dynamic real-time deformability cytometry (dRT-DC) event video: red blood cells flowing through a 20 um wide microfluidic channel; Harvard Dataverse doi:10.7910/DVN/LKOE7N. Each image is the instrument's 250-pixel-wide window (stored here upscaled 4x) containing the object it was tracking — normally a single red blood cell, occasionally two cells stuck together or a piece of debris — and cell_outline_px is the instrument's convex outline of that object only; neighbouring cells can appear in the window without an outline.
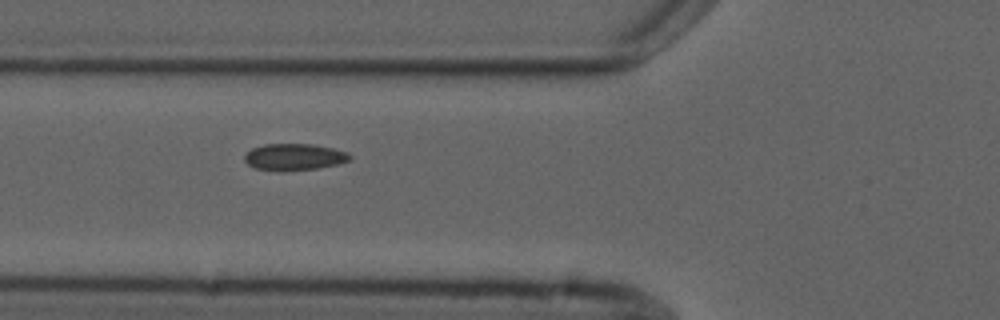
{"species": "common noctule bat (a hibernating species)", "species_latin": "Nyctalus noctula", "temperature_condition": "cold", "stored_images_in_passage": 9, "camera_frame_rate_fps": 3000, "um_per_image_px": 0.085, "animal": {"sex": "male", "forearm_length_mm": 52.5}, "frame": {"image": 1, "passage_image": 7, "time_ms": 7.667, "image_size_px": [1000, 320], "cell_outline_px": [[352, 156], [348, 160], [336, 164], [316, 168], [280, 172], [256, 168], [248, 164], [244, 160], [244, 156], [252, 148], [264, 144], [312, 144], [332, 148], [348, 152]], "centroid_in_image_um": [24.98, 13.34], "position_along_channel_um": 100.8, "area_um2": 16.3}}
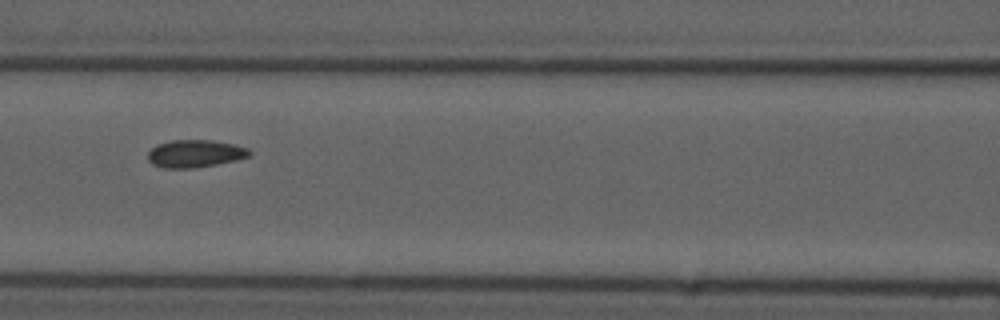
{"frame": {"image": 2, "passage_image": 8, "time_ms": 9.0, "image_size_px": [1000, 320], "cell_outline_px": [[252, 156], [236, 160], [196, 168], [164, 168], [152, 164], [148, 160], [148, 152], [156, 144], [172, 140], [212, 140], [232, 144], [248, 148], [252, 152]], "centroid_in_image_um": [16.59, 13.06], "position_along_channel_um": 150.0, "area_um2": 16.42}}
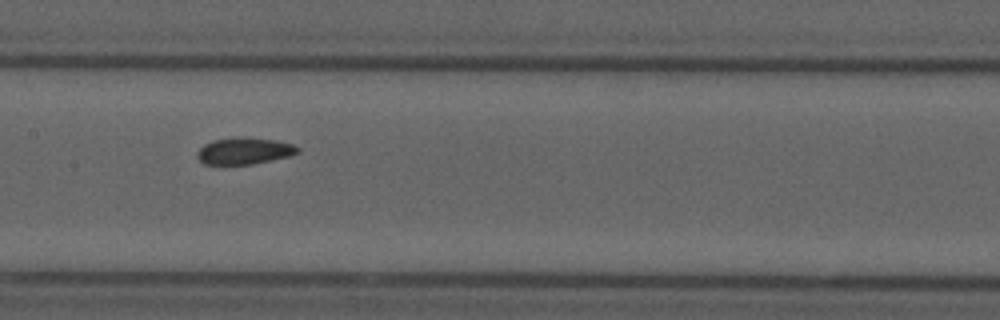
{"frame": {"image": 3, "passage_image": 9, "time_ms": 10.0, "image_size_px": [1000, 320], "cell_outline_px": [[300, 152], [288, 156], [252, 164], [224, 168], [204, 164], [196, 156], [196, 152], [204, 144], [212, 140], [272, 140], [292, 144], [300, 148]], "centroid_in_image_um": [20.68, 12.93], "position_along_channel_um": 186.7, "area_um2": 15.37}}